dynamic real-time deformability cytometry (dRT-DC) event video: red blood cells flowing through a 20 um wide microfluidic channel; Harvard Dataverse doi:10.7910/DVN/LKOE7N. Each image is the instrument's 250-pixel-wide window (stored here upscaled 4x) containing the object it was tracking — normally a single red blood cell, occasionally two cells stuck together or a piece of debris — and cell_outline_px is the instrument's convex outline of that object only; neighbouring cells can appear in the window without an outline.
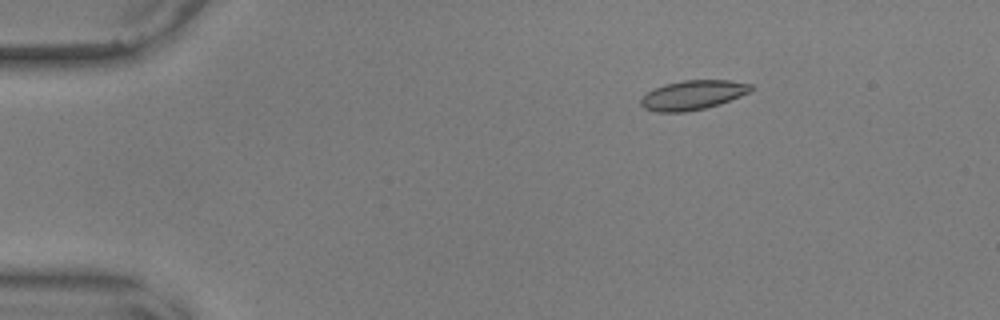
{"species": "common noctule bat (a hibernating species)", "species_latin": "Nyctalus noctula", "temperature_condition": "warm", "stored_images_in_passage": 57, "camera_frame_rate_fps": 3000, "um_per_image_px": 0.085, "animal": {"sex": "male", "body_mass_g": 17.9, "forearm_length_mm": 54.2}, "frame": {"image": 1, "passage_image": 10, "time_ms": 3.0, "image_size_px": [1000, 320], "cell_outline_px": [[756, 88], [752, 92], [720, 104], [704, 108], [684, 112], [656, 112], [644, 108], [640, 104], [640, 100], [648, 92], [664, 84], [684, 80], [728, 80], [752, 84]], "centroid_in_image_um": [58.95, 8.07], "position_along_channel_um": 26.1, "area_um2": 18.96}}
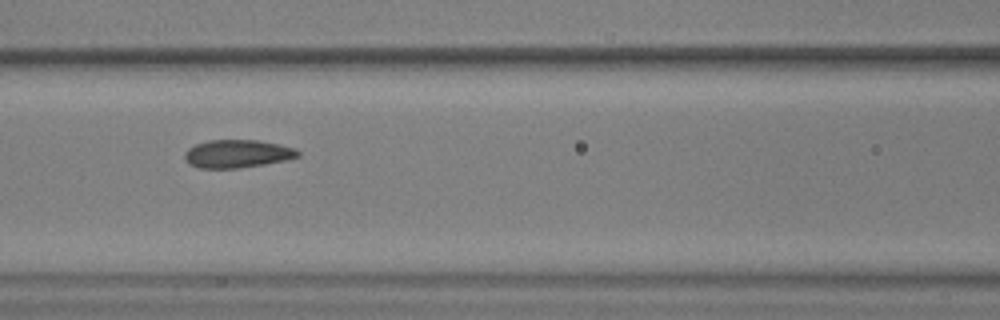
{"frame": {"image": 2, "passage_image": 26, "time_ms": 8.333, "image_size_px": [1000, 320], "cell_outline_px": [[300, 156], [288, 160], [264, 164], [236, 168], [200, 168], [188, 164], [184, 160], [184, 152], [188, 148], [196, 144], [208, 140], [256, 140], [296, 148], [300, 152]], "centroid_in_image_um": [20.15, 13.07], "position_along_channel_um": 146.4, "area_um2": 18.55}}
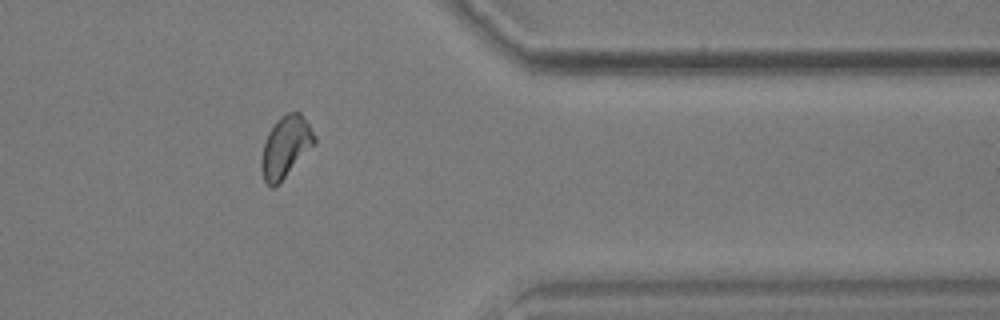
{"frame": {"image": 3, "passage_image": 47, "time_ms": 15.333, "image_size_px": [1000, 320], "cell_outline_px": [[316, 144], [272, 188], [264, 180], [260, 168], [260, 164], [264, 144], [268, 132], [276, 120], [280, 116], [288, 112], [300, 112], [316, 136]], "centroid_in_image_um": [24.28, 12.44], "position_along_channel_um": 387.1, "area_um2": 18.67}, "authors_computed_cell_mechanics": {"area_um2": 18.6694, "velocity_mm_per_s": 3.6262, "shape_relaxation_time_tau1_ms": 4.3315, "shape_relaxation_time_tau2_ms": 0.996, "deformation_change_tau1": 0.0935, "deformation_change_tau2": 0.0536}}